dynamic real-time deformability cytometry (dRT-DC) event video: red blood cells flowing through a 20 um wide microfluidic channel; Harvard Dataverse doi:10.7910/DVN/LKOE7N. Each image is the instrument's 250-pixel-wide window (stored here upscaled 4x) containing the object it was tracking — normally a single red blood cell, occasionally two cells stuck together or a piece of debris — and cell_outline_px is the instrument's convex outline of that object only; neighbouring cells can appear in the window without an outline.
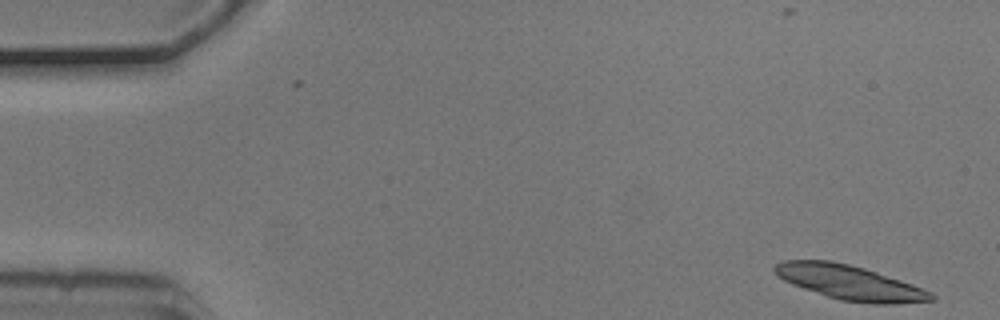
{"species": "common noctule bat (a hibernating species)", "species_latin": "Nyctalus noctula", "temperature_condition": "cold", "stored_images_in_passage": 8, "camera_frame_rate_fps": 3000, "um_per_image_px": 0.085, "animal": {"sex": "male", "body_mass_g": 20.5, "forearm_length_mm": 52.5}, "frame": {"image": 1, "passage_image": 1, "time_ms": 0.0, "image_size_px": [1000, 320], "cell_outline_px": [[936, 300], [896, 304], [872, 304], [840, 300], [792, 284], [776, 276], [772, 268], [776, 264], [784, 260], [832, 260], [864, 268], [912, 284], [932, 292], [936, 296]], "centroid_in_image_um": [72.23, 24.02], "position_along_channel_um": 12.8, "area_um2": 31.44}}